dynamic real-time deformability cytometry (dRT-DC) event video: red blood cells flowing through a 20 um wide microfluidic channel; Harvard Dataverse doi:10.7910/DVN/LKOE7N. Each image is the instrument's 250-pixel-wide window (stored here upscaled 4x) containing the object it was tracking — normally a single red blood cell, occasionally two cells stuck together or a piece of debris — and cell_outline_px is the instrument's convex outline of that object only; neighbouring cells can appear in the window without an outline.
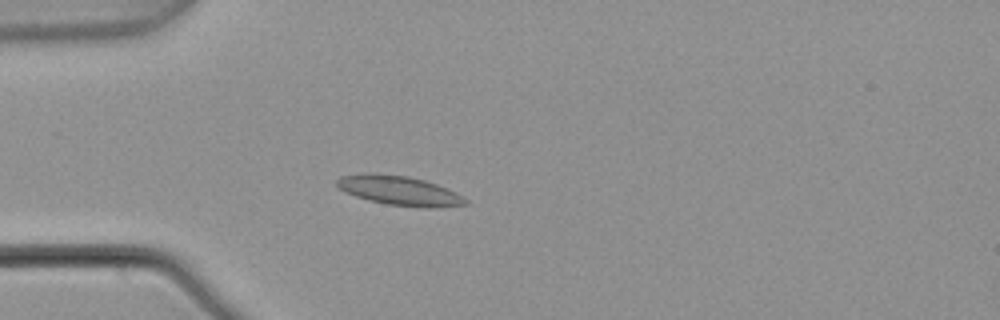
{"species": "common noctule bat (a hibernating species)", "species_latin": "Nyctalus noctula", "temperature_condition": "warm", "stored_images_in_passage": 3, "camera_frame_rate_fps": 3000, "um_per_image_px": 0.085, "animal": {"sex": "male", "body_mass_g": 21.5, "forearm_length_mm": 52.0}, "frame": {"image": 1, "passage_image": 2, "time_ms": 0.333, "image_size_px": [1000, 320], "cell_outline_px": [[468, 204], [436, 208], [424, 208], [388, 204], [368, 200], [344, 192], [336, 184], [336, 180], [340, 176], [408, 176], [424, 180], [436, 184], [468, 200]], "centroid_in_image_um": [34.0, 16.26], "position_along_channel_um": 51.0, "area_um2": 20.92}}